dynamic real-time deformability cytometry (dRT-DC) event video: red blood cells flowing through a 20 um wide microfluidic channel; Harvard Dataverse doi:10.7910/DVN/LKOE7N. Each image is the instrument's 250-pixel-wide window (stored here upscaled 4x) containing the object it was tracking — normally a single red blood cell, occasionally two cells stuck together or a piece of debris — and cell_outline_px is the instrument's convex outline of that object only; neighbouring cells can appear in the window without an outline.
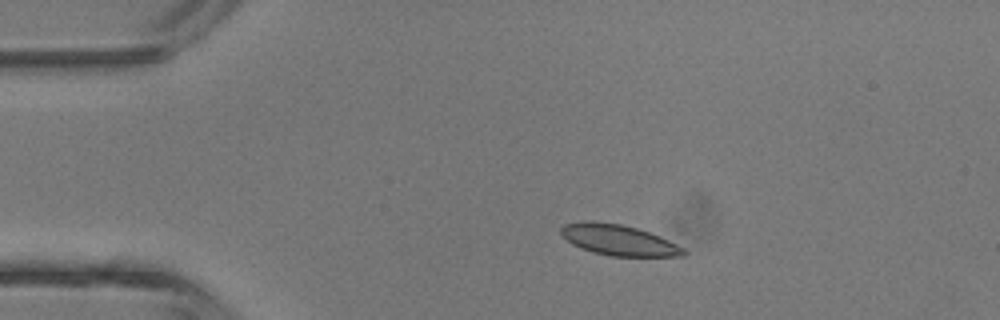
{"species": "common noctule bat (a hibernating species)", "species_latin": "Nyctalus noctula", "temperature_condition": "room temperature", "stored_images_in_passage": 3, "camera_frame_rate_fps": 3000, "um_per_image_px": 0.085, "animal": {"sex": "male", "body_mass_g": 13.3}, "frame": {"image": 1, "passage_image": 2, "time_ms": 1.0, "image_size_px": [1000, 320], "cell_outline_px": [[688, 252], [684, 256], [612, 256], [592, 252], [580, 248], [572, 244], [560, 232], [560, 228], [564, 224], [584, 220], [592, 220], [620, 224], [636, 228], [660, 236], [684, 248]], "centroid_in_image_um": [52.57, 20.4], "position_along_channel_um": 32.4, "area_um2": 21.96}}